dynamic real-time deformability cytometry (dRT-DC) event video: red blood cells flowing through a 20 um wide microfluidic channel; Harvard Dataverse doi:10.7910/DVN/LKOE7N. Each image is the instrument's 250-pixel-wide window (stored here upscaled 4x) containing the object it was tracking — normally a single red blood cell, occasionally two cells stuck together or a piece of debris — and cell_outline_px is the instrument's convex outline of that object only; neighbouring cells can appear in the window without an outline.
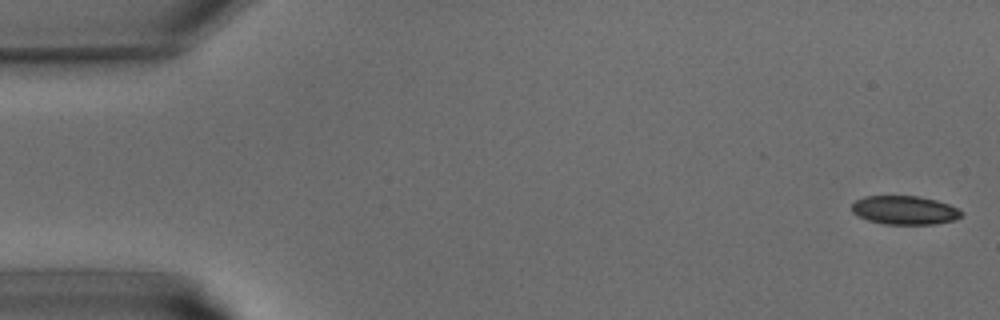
{"species": "common noctule bat (a hibernating species)", "species_latin": "Nyctalus noctula", "temperature_condition": "warm", "stored_images_in_passage": 40, "camera_frame_rate_fps": 3000, "um_per_image_px": 0.085, "animal": {"sex": "male", "body_mass_g": 15.6}, "frame": {"image": 1, "passage_image": 1, "time_ms": 0.0, "image_size_px": [1000, 320], "cell_outline_px": [[964, 212], [956, 220], [936, 224], [884, 224], [868, 220], [852, 212], [852, 204], [856, 200], [864, 196], [920, 196], [936, 200], [960, 208]], "centroid_in_image_um": [76.94, 17.86], "position_along_channel_um": 8.1, "area_um2": 18.44}}
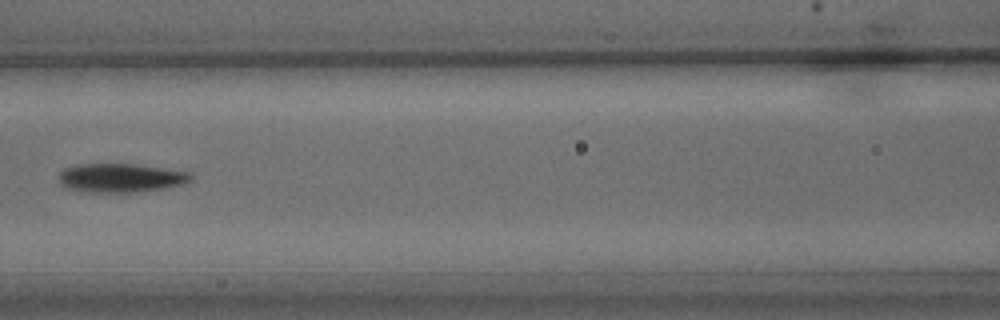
{"frame": {"image": 2, "passage_image": 18, "time_ms": 5.667, "image_size_px": [1000, 320], "cell_outline_px": [[192, 180], [180, 184], [164, 188], [132, 192], [92, 192], [68, 188], [60, 184], [60, 172], [64, 168], [76, 164], [132, 164], [188, 172], [192, 176]], "centroid_in_image_um": [10.22, 15.11], "position_along_channel_um": 156.4, "area_um2": 21.73}}
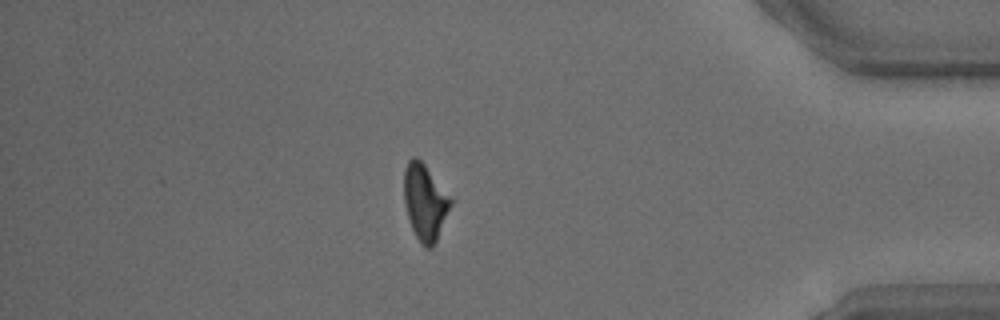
{"frame": {"image": 3, "passage_image": 35, "time_ms": 11.333, "image_size_px": [1000, 320], "cell_outline_px": [[456, 200], [432, 248], [424, 248], [420, 244], [412, 228], [404, 204], [404, 168], [408, 160], [412, 156], [416, 156], [424, 164]], "centroid_in_image_um": [36.17, 17.17], "position_along_channel_um": 399.0, "area_um2": 21.27}}